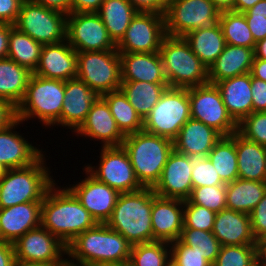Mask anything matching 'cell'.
<instances>
[{
	"instance_id": "obj_6",
	"label": "cell",
	"mask_w": 266,
	"mask_h": 266,
	"mask_svg": "<svg viewBox=\"0 0 266 266\" xmlns=\"http://www.w3.org/2000/svg\"><path fill=\"white\" fill-rule=\"evenodd\" d=\"M164 74L171 88H190L209 83L208 68L183 37L166 36L159 50Z\"/></svg>"
},
{
	"instance_id": "obj_58",
	"label": "cell",
	"mask_w": 266,
	"mask_h": 266,
	"mask_svg": "<svg viewBox=\"0 0 266 266\" xmlns=\"http://www.w3.org/2000/svg\"><path fill=\"white\" fill-rule=\"evenodd\" d=\"M250 73L253 77L266 82V60L254 57Z\"/></svg>"
},
{
	"instance_id": "obj_29",
	"label": "cell",
	"mask_w": 266,
	"mask_h": 266,
	"mask_svg": "<svg viewBox=\"0 0 266 266\" xmlns=\"http://www.w3.org/2000/svg\"><path fill=\"white\" fill-rule=\"evenodd\" d=\"M254 59V49L226 44L223 52L208 69L209 83L250 73Z\"/></svg>"
},
{
	"instance_id": "obj_51",
	"label": "cell",
	"mask_w": 266,
	"mask_h": 266,
	"mask_svg": "<svg viewBox=\"0 0 266 266\" xmlns=\"http://www.w3.org/2000/svg\"><path fill=\"white\" fill-rule=\"evenodd\" d=\"M138 12H153L165 15L169 0H128Z\"/></svg>"
},
{
	"instance_id": "obj_26",
	"label": "cell",
	"mask_w": 266,
	"mask_h": 266,
	"mask_svg": "<svg viewBox=\"0 0 266 266\" xmlns=\"http://www.w3.org/2000/svg\"><path fill=\"white\" fill-rule=\"evenodd\" d=\"M212 233L221 246L259 244L252 232L250 215L228 208L216 213Z\"/></svg>"
},
{
	"instance_id": "obj_39",
	"label": "cell",
	"mask_w": 266,
	"mask_h": 266,
	"mask_svg": "<svg viewBox=\"0 0 266 266\" xmlns=\"http://www.w3.org/2000/svg\"><path fill=\"white\" fill-rule=\"evenodd\" d=\"M226 44L255 48L250 28L243 13L235 11H222L219 20Z\"/></svg>"
},
{
	"instance_id": "obj_66",
	"label": "cell",
	"mask_w": 266,
	"mask_h": 266,
	"mask_svg": "<svg viewBox=\"0 0 266 266\" xmlns=\"http://www.w3.org/2000/svg\"><path fill=\"white\" fill-rule=\"evenodd\" d=\"M250 266H266L263 259L259 256Z\"/></svg>"
},
{
	"instance_id": "obj_64",
	"label": "cell",
	"mask_w": 266,
	"mask_h": 266,
	"mask_svg": "<svg viewBox=\"0 0 266 266\" xmlns=\"http://www.w3.org/2000/svg\"><path fill=\"white\" fill-rule=\"evenodd\" d=\"M52 264L35 261L15 260L14 266H51Z\"/></svg>"
},
{
	"instance_id": "obj_43",
	"label": "cell",
	"mask_w": 266,
	"mask_h": 266,
	"mask_svg": "<svg viewBox=\"0 0 266 266\" xmlns=\"http://www.w3.org/2000/svg\"><path fill=\"white\" fill-rule=\"evenodd\" d=\"M226 184L193 188L188 199L191 204L203 206L218 213L226 208Z\"/></svg>"
},
{
	"instance_id": "obj_5",
	"label": "cell",
	"mask_w": 266,
	"mask_h": 266,
	"mask_svg": "<svg viewBox=\"0 0 266 266\" xmlns=\"http://www.w3.org/2000/svg\"><path fill=\"white\" fill-rule=\"evenodd\" d=\"M46 160L43 153L29 166L7 169L0 179V209L43 201L49 188L56 182L50 175L52 172Z\"/></svg>"
},
{
	"instance_id": "obj_3",
	"label": "cell",
	"mask_w": 266,
	"mask_h": 266,
	"mask_svg": "<svg viewBox=\"0 0 266 266\" xmlns=\"http://www.w3.org/2000/svg\"><path fill=\"white\" fill-rule=\"evenodd\" d=\"M152 206V188L120 193L113 212L105 224L120 233L132 246L153 242Z\"/></svg>"
},
{
	"instance_id": "obj_13",
	"label": "cell",
	"mask_w": 266,
	"mask_h": 266,
	"mask_svg": "<svg viewBox=\"0 0 266 266\" xmlns=\"http://www.w3.org/2000/svg\"><path fill=\"white\" fill-rule=\"evenodd\" d=\"M191 118L214 128L222 136L237 132V123L227 112L216 84L207 83L189 88Z\"/></svg>"
},
{
	"instance_id": "obj_62",
	"label": "cell",
	"mask_w": 266,
	"mask_h": 266,
	"mask_svg": "<svg viewBox=\"0 0 266 266\" xmlns=\"http://www.w3.org/2000/svg\"><path fill=\"white\" fill-rule=\"evenodd\" d=\"M213 4L222 11H234V2L235 0H211Z\"/></svg>"
},
{
	"instance_id": "obj_56",
	"label": "cell",
	"mask_w": 266,
	"mask_h": 266,
	"mask_svg": "<svg viewBox=\"0 0 266 266\" xmlns=\"http://www.w3.org/2000/svg\"><path fill=\"white\" fill-rule=\"evenodd\" d=\"M49 9L69 15L71 13V0H30Z\"/></svg>"
},
{
	"instance_id": "obj_37",
	"label": "cell",
	"mask_w": 266,
	"mask_h": 266,
	"mask_svg": "<svg viewBox=\"0 0 266 266\" xmlns=\"http://www.w3.org/2000/svg\"><path fill=\"white\" fill-rule=\"evenodd\" d=\"M108 104L120 131L126 136L143 131V120L121 90L101 96Z\"/></svg>"
},
{
	"instance_id": "obj_55",
	"label": "cell",
	"mask_w": 266,
	"mask_h": 266,
	"mask_svg": "<svg viewBox=\"0 0 266 266\" xmlns=\"http://www.w3.org/2000/svg\"><path fill=\"white\" fill-rule=\"evenodd\" d=\"M15 260L13 243L0 240V266H14Z\"/></svg>"
},
{
	"instance_id": "obj_44",
	"label": "cell",
	"mask_w": 266,
	"mask_h": 266,
	"mask_svg": "<svg viewBox=\"0 0 266 266\" xmlns=\"http://www.w3.org/2000/svg\"><path fill=\"white\" fill-rule=\"evenodd\" d=\"M243 138L266 147V112H252L237 124Z\"/></svg>"
},
{
	"instance_id": "obj_15",
	"label": "cell",
	"mask_w": 266,
	"mask_h": 266,
	"mask_svg": "<svg viewBox=\"0 0 266 266\" xmlns=\"http://www.w3.org/2000/svg\"><path fill=\"white\" fill-rule=\"evenodd\" d=\"M66 41L77 52L117 50L96 12L67 15Z\"/></svg>"
},
{
	"instance_id": "obj_40",
	"label": "cell",
	"mask_w": 266,
	"mask_h": 266,
	"mask_svg": "<svg viewBox=\"0 0 266 266\" xmlns=\"http://www.w3.org/2000/svg\"><path fill=\"white\" fill-rule=\"evenodd\" d=\"M129 263L132 266H168L170 262V243L153 241L131 247Z\"/></svg>"
},
{
	"instance_id": "obj_41",
	"label": "cell",
	"mask_w": 266,
	"mask_h": 266,
	"mask_svg": "<svg viewBox=\"0 0 266 266\" xmlns=\"http://www.w3.org/2000/svg\"><path fill=\"white\" fill-rule=\"evenodd\" d=\"M179 239L203 255L211 264L217 259L221 244L212 232L183 228Z\"/></svg>"
},
{
	"instance_id": "obj_16",
	"label": "cell",
	"mask_w": 266,
	"mask_h": 266,
	"mask_svg": "<svg viewBox=\"0 0 266 266\" xmlns=\"http://www.w3.org/2000/svg\"><path fill=\"white\" fill-rule=\"evenodd\" d=\"M13 246L16 260L53 264L67 255V246L42 226L26 232Z\"/></svg>"
},
{
	"instance_id": "obj_4",
	"label": "cell",
	"mask_w": 266,
	"mask_h": 266,
	"mask_svg": "<svg viewBox=\"0 0 266 266\" xmlns=\"http://www.w3.org/2000/svg\"><path fill=\"white\" fill-rule=\"evenodd\" d=\"M139 183L153 188L174 150L173 140L140 131L126 135L122 143Z\"/></svg>"
},
{
	"instance_id": "obj_30",
	"label": "cell",
	"mask_w": 266,
	"mask_h": 266,
	"mask_svg": "<svg viewBox=\"0 0 266 266\" xmlns=\"http://www.w3.org/2000/svg\"><path fill=\"white\" fill-rule=\"evenodd\" d=\"M238 178L266 182V147L236 132Z\"/></svg>"
},
{
	"instance_id": "obj_48",
	"label": "cell",
	"mask_w": 266,
	"mask_h": 266,
	"mask_svg": "<svg viewBox=\"0 0 266 266\" xmlns=\"http://www.w3.org/2000/svg\"><path fill=\"white\" fill-rule=\"evenodd\" d=\"M249 215L255 240L266 241V193Z\"/></svg>"
},
{
	"instance_id": "obj_12",
	"label": "cell",
	"mask_w": 266,
	"mask_h": 266,
	"mask_svg": "<svg viewBox=\"0 0 266 266\" xmlns=\"http://www.w3.org/2000/svg\"><path fill=\"white\" fill-rule=\"evenodd\" d=\"M98 166L83 167L99 182L119 193L136 192L144 188L138 181L130 158L123 146L102 147Z\"/></svg>"
},
{
	"instance_id": "obj_42",
	"label": "cell",
	"mask_w": 266,
	"mask_h": 266,
	"mask_svg": "<svg viewBox=\"0 0 266 266\" xmlns=\"http://www.w3.org/2000/svg\"><path fill=\"white\" fill-rule=\"evenodd\" d=\"M259 257V244L221 246L212 266H250Z\"/></svg>"
},
{
	"instance_id": "obj_27",
	"label": "cell",
	"mask_w": 266,
	"mask_h": 266,
	"mask_svg": "<svg viewBox=\"0 0 266 266\" xmlns=\"http://www.w3.org/2000/svg\"><path fill=\"white\" fill-rule=\"evenodd\" d=\"M121 81H144L168 84L159 52L119 53Z\"/></svg>"
},
{
	"instance_id": "obj_25",
	"label": "cell",
	"mask_w": 266,
	"mask_h": 266,
	"mask_svg": "<svg viewBox=\"0 0 266 266\" xmlns=\"http://www.w3.org/2000/svg\"><path fill=\"white\" fill-rule=\"evenodd\" d=\"M222 135L201 121L190 118L173 140L174 150L189 157H206Z\"/></svg>"
},
{
	"instance_id": "obj_50",
	"label": "cell",
	"mask_w": 266,
	"mask_h": 266,
	"mask_svg": "<svg viewBox=\"0 0 266 266\" xmlns=\"http://www.w3.org/2000/svg\"><path fill=\"white\" fill-rule=\"evenodd\" d=\"M24 0H0V23L14 25Z\"/></svg>"
},
{
	"instance_id": "obj_2",
	"label": "cell",
	"mask_w": 266,
	"mask_h": 266,
	"mask_svg": "<svg viewBox=\"0 0 266 266\" xmlns=\"http://www.w3.org/2000/svg\"><path fill=\"white\" fill-rule=\"evenodd\" d=\"M131 247L120 233L97 223L67 245V255L87 266H112L128 263Z\"/></svg>"
},
{
	"instance_id": "obj_65",
	"label": "cell",
	"mask_w": 266,
	"mask_h": 266,
	"mask_svg": "<svg viewBox=\"0 0 266 266\" xmlns=\"http://www.w3.org/2000/svg\"><path fill=\"white\" fill-rule=\"evenodd\" d=\"M259 256L263 259L266 264V243L259 244Z\"/></svg>"
},
{
	"instance_id": "obj_35",
	"label": "cell",
	"mask_w": 266,
	"mask_h": 266,
	"mask_svg": "<svg viewBox=\"0 0 266 266\" xmlns=\"http://www.w3.org/2000/svg\"><path fill=\"white\" fill-rule=\"evenodd\" d=\"M168 84H154L144 81H122L120 90L144 120L156 105Z\"/></svg>"
},
{
	"instance_id": "obj_18",
	"label": "cell",
	"mask_w": 266,
	"mask_h": 266,
	"mask_svg": "<svg viewBox=\"0 0 266 266\" xmlns=\"http://www.w3.org/2000/svg\"><path fill=\"white\" fill-rule=\"evenodd\" d=\"M192 169L193 158L173 150L152 189L160 197L188 200L193 189Z\"/></svg>"
},
{
	"instance_id": "obj_59",
	"label": "cell",
	"mask_w": 266,
	"mask_h": 266,
	"mask_svg": "<svg viewBox=\"0 0 266 266\" xmlns=\"http://www.w3.org/2000/svg\"><path fill=\"white\" fill-rule=\"evenodd\" d=\"M258 1L261 0H235L234 11L244 13L250 8H252Z\"/></svg>"
},
{
	"instance_id": "obj_22",
	"label": "cell",
	"mask_w": 266,
	"mask_h": 266,
	"mask_svg": "<svg viewBox=\"0 0 266 266\" xmlns=\"http://www.w3.org/2000/svg\"><path fill=\"white\" fill-rule=\"evenodd\" d=\"M99 96L82 80L65 81L64 100L58 126L75 132L84 122L93 102Z\"/></svg>"
},
{
	"instance_id": "obj_19",
	"label": "cell",
	"mask_w": 266,
	"mask_h": 266,
	"mask_svg": "<svg viewBox=\"0 0 266 266\" xmlns=\"http://www.w3.org/2000/svg\"><path fill=\"white\" fill-rule=\"evenodd\" d=\"M74 133L86 139L90 137V140H101V147L122 146L125 138L107 102L101 96L93 102L84 122Z\"/></svg>"
},
{
	"instance_id": "obj_63",
	"label": "cell",
	"mask_w": 266,
	"mask_h": 266,
	"mask_svg": "<svg viewBox=\"0 0 266 266\" xmlns=\"http://www.w3.org/2000/svg\"><path fill=\"white\" fill-rule=\"evenodd\" d=\"M51 266H87V265L79 263L78 261H75L73 259H70V257L67 255L65 256V258L63 257L59 262L53 263Z\"/></svg>"
},
{
	"instance_id": "obj_9",
	"label": "cell",
	"mask_w": 266,
	"mask_h": 266,
	"mask_svg": "<svg viewBox=\"0 0 266 266\" xmlns=\"http://www.w3.org/2000/svg\"><path fill=\"white\" fill-rule=\"evenodd\" d=\"M76 77L98 96L120 90L121 60L117 50L77 52Z\"/></svg>"
},
{
	"instance_id": "obj_31",
	"label": "cell",
	"mask_w": 266,
	"mask_h": 266,
	"mask_svg": "<svg viewBox=\"0 0 266 266\" xmlns=\"http://www.w3.org/2000/svg\"><path fill=\"white\" fill-rule=\"evenodd\" d=\"M32 74L8 57L0 59V99L17 108L24 98Z\"/></svg>"
},
{
	"instance_id": "obj_17",
	"label": "cell",
	"mask_w": 266,
	"mask_h": 266,
	"mask_svg": "<svg viewBox=\"0 0 266 266\" xmlns=\"http://www.w3.org/2000/svg\"><path fill=\"white\" fill-rule=\"evenodd\" d=\"M85 178L79 183L68 185L67 188L80 201L81 205L91 214L97 223H106L110 218L120 193L99 182L84 168Z\"/></svg>"
},
{
	"instance_id": "obj_21",
	"label": "cell",
	"mask_w": 266,
	"mask_h": 266,
	"mask_svg": "<svg viewBox=\"0 0 266 266\" xmlns=\"http://www.w3.org/2000/svg\"><path fill=\"white\" fill-rule=\"evenodd\" d=\"M35 75L61 81L76 78L77 51L66 41L43 45Z\"/></svg>"
},
{
	"instance_id": "obj_46",
	"label": "cell",
	"mask_w": 266,
	"mask_h": 266,
	"mask_svg": "<svg viewBox=\"0 0 266 266\" xmlns=\"http://www.w3.org/2000/svg\"><path fill=\"white\" fill-rule=\"evenodd\" d=\"M225 184L208 157H194L192 169L193 188Z\"/></svg>"
},
{
	"instance_id": "obj_61",
	"label": "cell",
	"mask_w": 266,
	"mask_h": 266,
	"mask_svg": "<svg viewBox=\"0 0 266 266\" xmlns=\"http://www.w3.org/2000/svg\"><path fill=\"white\" fill-rule=\"evenodd\" d=\"M254 57L266 60V38L256 42L254 48Z\"/></svg>"
},
{
	"instance_id": "obj_33",
	"label": "cell",
	"mask_w": 266,
	"mask_h": 266,
	"mask_svg": "<svg viewBox=\"0 0 266 266\" xmlns=\"http://www.w3.org/2000/svg\"><path fill=\"white\" fill-rule=\"evenodd\" d=\"M266 193V182L238 178L226 184V208L250 214Z\"/></svg>"
},
{
	"instance_id": "obj_8",
	"label": "cell",
	"mask_w": 266,
	"mask_h": 266,
	"mask_svg": "<svg viewBox=\"0 0 266 266\" xmlns=\"http://www.w3.org/2000/svg\"><path fill=\"white\" fill-rule=\"evenodd\" d=\"M190 118L189 88L168 87L143 120V131L174 140Z\"/></svg>"
},
{
	"instance_id": "obj_23",
	"label": "cell",
	"mask_w": 266,
	"mask_h": 266,
	"mask_svg": "<svg viewBox=\"0 0 266 266\" xmlns=\"http://www.w3.org/2000/svg\"><path fill=\"white\" fill-rule=\"evenodd\" d=\"M21 123L24 124L16 119L7 128L0 130V163L6 169L29 166L45 152L15 130Z\"/></svg>"
},
{
	"instance_id": "obj_7",
	"label": "cell",
	"mask_w": 266,
	"mask_h": 266,
	"mask_svg": "<svg viewBox=\"0 0 266 266\" xmlns=\"http://www.w3.org/2000/svg\"><path fill=\"white\" fill-rule=\"evenodd\" d=\"M64 91L65 81L32 74L24 98L16 108L17 119L24 122L34 117L47 129L58 126Z\"/></svg>"
},
{
	"instance_id": "obj_1",
	"label": "cell",
	"mask_w": 266,
	"mask_h": 266,
	"mask_svg": "<svg viewBox=\"0 0 266 266\" xmlns=\"http://www.w3.org/2000/svg\"><path fill=\"white\" fill-rule=\"evenodd\" d=\"M56 184L42 201L41 226L67 246L97 222L66 186L61 188Z\"/></svg>"
},
{
	"instance_id": "obj_57",
	"label": "cell",
	"mask_w": 266,
	"mask_h": 266,
	"mask_svg": "<svg viewBox=\"0 0 266 266\" xmlns=\"http://www.w3.org/2000/svg\"><path fill=\"white\" fill-rule=\"evenodd\" d=\"M14 25L0 23V59L7 58L9 50V34Z\"/></svg>"
},
{
	"instance_id": "obj_52",
	"label": "cell",
	"mask_w": 266,
	"mask_h": 266,
	"mask_svg": "<svg viewBox=\"0 0 266 266\" xmlns=\"http://www.w3.org/2000/svg\"><path fill=\"white\" fill-rule=\"evenodd\" d=\"M255 42L266 38V15H244Z\"/></svg>"
},
{
	"instance_id": "obj_32",
	"label": "cell",
	"mask_w": 266,
	"mask_h": 266,
	"mask_svg": "<svg viewBox=\"0 0 266 266\" xmlns=\"http://www.w3.org/2000/svg\"><path fill=\"white\" fill-rule=\"evenodd\" d=\"M183 38L189 44L193 53L208 69L226 46L220 24L212 29L193 30Z\"/></svg>"
},
{
	"instance_id": "obj_20",
	"label": "cell",
	"mask_w": 266,
	"mask_h": 266,
	"mask_svg": "<svg viewBox=\"0 0 266 266\" xmlns=\"http://www.w3.org/2000/svg\"><path fill=\"white\" fill-rule=\"evenodd\" d=\"M184 201L157 196L153 190L151 224L153 241L178 240L183 229Z\"/></svg>"
},
{
	"instance_id": "obj_45",
	"label": "cell",
	"mask_w": 266,
	"mask_h": 266,
	"mask_svg": "<svg viewBox=\"0 0 266 266\" xmlns=\"http://www.w3.org/2000/svg\"><path fill=\"white\" fill-rule=\"evenodd\" d=\"M216 213L203 206L184 201L183 228L212 232Z\"/></svg>"
},
{
	"instance_id": "obj_34",
	"label": "cell",
	"mask_w": 266,
	"mask_h": 266,
	"mask_svg": "<svg viewBox=\"0 0 266 266\" xmlns=\"http://www.w3.org/2000/svg\"><path fill=\"white\" fill-rule=\"evenodd\" d=\"M137 12L128 0H104L96 13L103 21L109 37L117 44Z\"/></svg>"
},
{
	"instance_id": "obj_28",
	"label": "cell",
	"mask_w": 266,
	"mask_h": 266,
	"mask_svg": "<svg viewBox=\"0 0 266 266\" xmlns=\"http://www.w3.org/2000/svg\"><path fill=\"white\" fill-rule=\"evenodd\" d=\"M216 86L227 112L237 124L253 112L251 73L221 80Z\"/></svg>"
},
{
	"instance_id": "obj_47",
	"label": "cell",
	"mask_w": 266,
	"mask_h": 266,
	"mask_svg": "<svg viewBox=\"0 0 266 266\" xmlns=\"http://www.w3.org/2000/svg\"><path fill=\"white\" fill-rule=\"evenodd\" d=\"M170 262L174 266H212L203 255L180 239L170 243Z\"/></svg>"
},
{
	"instance_id": "obj_10",
	"label": "cell",
	"mask_w": 266,
	"mask_h": 266,
	"mask_svg": "<svg viewBox=\"0 0 266 266\" xmlns=\"http://www.w3.org/2000/svg\"><path fill=\"white\" fill-rule=\"evenodd\" d=\"M221 12L211 0H169L165 13L166 34L183 37L196 29H212Z\"/></svg>"
},
{
	"instance_id": "obj_67",
	"label": "cell",
	"mask_w": 266,
	"mask_h": 266,
	"mask_svg": "<svg viewBox=\"0 0 266 266\" xmlns=\"http://www.w3.org/2000/svg\"><path fill=\"white\" fill-rule=\"evenodd\" d=\"M7 169L0 163V179L4 176Z\"/></svg>"
},
{
	"instance_id": "obj_54",
	"label": "cell",
	"mask_w": 266,
	"mask_h": 266,
	"mask_svg": "<svg viewBox=\"0 0 266 266\" xmlns=\"http://www.w3.org/2000/svg\"><path fill=\"white\" fill-rule=\"evenodd\" d=\"M104 0H71V13L97 12Z\"/></svg>"
},
{
	"instance_id": "obj_38",
	"label": "cell",
	"mask_w": 266,
	"mask_h": 266,
	"mask_svg": "<svg viewBox=\"0 0 266 266\" xmlns=\"http://www.w3.org/2000/svg\"><path fill=\"white\" fill-rule=\"evenodd\" d=\"M42 48L43 44L36 42L16 27L11 29L7 57L32 73L38 66Z\"/></svg>"
},
{
	"instance_id": "obj_53",
	"label": "cell",
	"mask_w": 266,
	"mask_h": 266,
	"mask_svg": "<svg viewBox=\"0 0 266 266\" xmlns=\"http://www.w3.org/2000/svg\"><path fill=\"white\" fill-rule=\"evenodd\" d=\"M16 119V107L10 102L0 99V130L7 128Z\"/></svg>"
},
{
	"instance_id": "obj_49",
	"label": "cell",
	"mask_w": 266,
	"mask_h": 266,
	"mask_svg": "<svg viewBox=\"0 0 266 266\" xmlns=\"http://www.w3.org/2000/svg\"><path fill=\"white\" fill-rule=\"evenodd\" d=\"M253 112H266V82L251 75Z\"/></svg>"
},
{
	"instance_id": "obj_68",
	"label": "cell",
	"mask_w": 266,
	"mask_h": 266,
	"mask_svg": "<svg viewBox=\"0 0 266 266\" xmlns=\"http://www.w3.org/2000/svg\"><path fill=\"white\" fill-rule=\"evenodd\" d=\"M112 266H132V265L128 262V263L112 265Z\"/></svg>"
},
{
	"instance_id": "obj_24",
	"label": "cell",
	"mask_w": 266,
	"mask_h": 266,
	"mask_svg": "<svg viewBox=\"0 0 266 266\" xmlns=\"http://www.w3.org/2000/svg\"><path fill=\"white\" fill-rule=\"evenodd\" d=\"M42 201L25 202L0 209V240L14 243L26 232L41 226Z\"/></svg>"
},
{
	"instance_id": "obj_60",
	"label": "cell",
	"mask_w": 266,
	"mask_h": 266,
	"mask_svg": "<svg viewBox=\"0 0 266 266\" xmlns=\"http://www.w3.org/2000/svg\"><path fill=\"white\" fill-rule=\"evenodd\" d=\"M244 15H266V0L258 1L252 8L243 13Z\"/></svg>"
},
{
	"instance_id": "obj_36",
	"label": "cell",
	"mask_w": 266,
	"mask_h": 266,
	"mask_svg": "<svg viewBox=\"0 0 266 266\" xmlns=\"http://www.w3.org/2000/svg\"><path fill=\"white\" fill-rule=\"evenodd\" d=\"M207 157L225 184L238 179L236 133L231 136H222Z\"/></svg>"
},
{
	"instance_id": "obj_14",
	"label": "cell",
	"mask_w": 266,
	"mask_h": 266,
	"mask_svg": "<svg viewBox=\"0 0 266 266\" xmlns=\"http://www.w3.org/2000/svg\"><path fill=\"white\" fill-rule=\"evenodd\" d=\"M166 36L164 15L153 12H137L125 35L116 44V49L119 53L159 52Z\"/></svg>"
},
{
	"instance_id": "obj_11",
	"label": "cell",
	"mask_w": 266,
	"mask_h": 266,
	"mask_svg": "<svg viewBox=\"0 0 266 266\" xmlns=\"http://www.w3.org/2000/svg\"><path fill=\"white\" fill-rule=\"evenodd\" d=\"M67 15L24 0L14 24L19 31L43 45L66 40Z\"/></svg>"
}]
</instances>
